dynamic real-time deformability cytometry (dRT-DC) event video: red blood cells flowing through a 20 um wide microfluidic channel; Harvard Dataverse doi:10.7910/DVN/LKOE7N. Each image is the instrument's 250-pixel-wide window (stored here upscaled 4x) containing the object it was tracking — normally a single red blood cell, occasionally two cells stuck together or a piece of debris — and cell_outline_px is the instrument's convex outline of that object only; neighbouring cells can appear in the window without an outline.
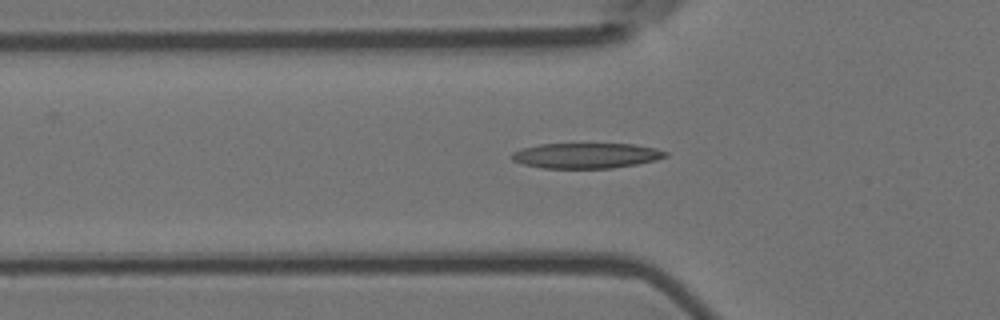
{"species": "Egyptian fruit bat (a non-hibernating species)", "species_latin": "Rousettus aegyptiacus", "temperature_condition": "room temperature", "stored_images_in_passage": 30, "camera_frame_rate_fps": 3000, "um_per_image_px": 0.085, "animal": {"sex": "female"}, "frame": {"image": 1, "passage_image": 5, "time_ms": 1.333, "image_size_px": [1000, 320], "cell_outline_px": [[668, 156], [656, 160], [636, 164], [612, 168], [544, 168], [524, 164], [512, 160], [512, 152], [520, 148], [540, 144], [636, 144], [656, 148], [668, 152]], "centroid_in_image_um": [49.85, 13.22], "position_along_channel_um": 76.0, "area_um2": 22.72}}
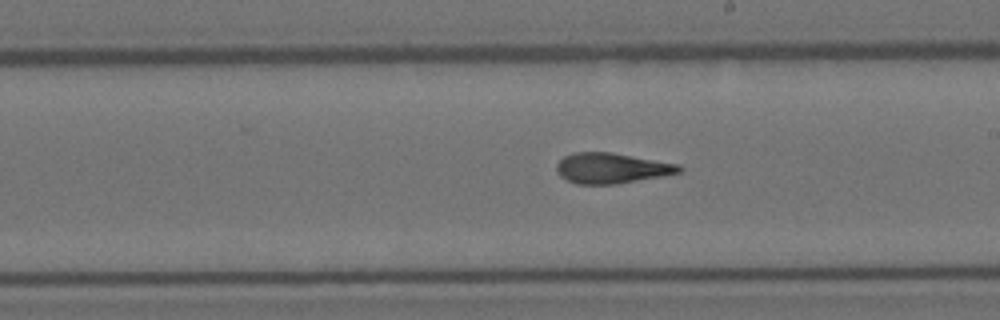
{"frame": {"image": 2, "passage_image": 18, "time_ms": 5.667, "image_size_px": [1000, 320], "cell_outline_px": [[684, 168], [680, 172], [664, 176], [616, 184], [576, 184], [560, 176], [556, 172], [556, 164], [564, 156], [572, 152], [612, 152], [680, 164]], "centroid_in_image_um": [51.99, 14.29], "position_along_channel_um": 237.0, "area_um2": 21.96}}
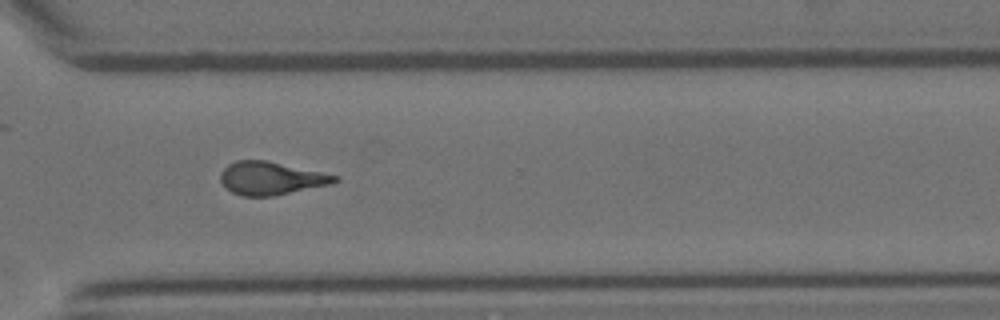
{"frame": {"image": 3, "passage_image": 27, "time_ms": 8.667, "image_size_px": [1000, 320], "cell_outline_px": [[340, 180], [332, 184], [272, 196], [244, 196], [232, 192], [220, 180], [220, 172], [228, 164], [236, 160], [264, 160], [340, 176]], "centroid_in_image_um": [23.04, 15.15], "position_along_channel_um": 347.6, "area_um2": 21.79}, "authors_computed_cell_mechanics": {"area_um2": 21.964, "velocity_mm_per_s": 3.6937, "shape_relaxation_time_tau1_ms": null, "shape_relaxation_time_tau2_ms": 2.8576, "deformation_change_tau1": null, "deformation_change_tau2": 0.1155}}